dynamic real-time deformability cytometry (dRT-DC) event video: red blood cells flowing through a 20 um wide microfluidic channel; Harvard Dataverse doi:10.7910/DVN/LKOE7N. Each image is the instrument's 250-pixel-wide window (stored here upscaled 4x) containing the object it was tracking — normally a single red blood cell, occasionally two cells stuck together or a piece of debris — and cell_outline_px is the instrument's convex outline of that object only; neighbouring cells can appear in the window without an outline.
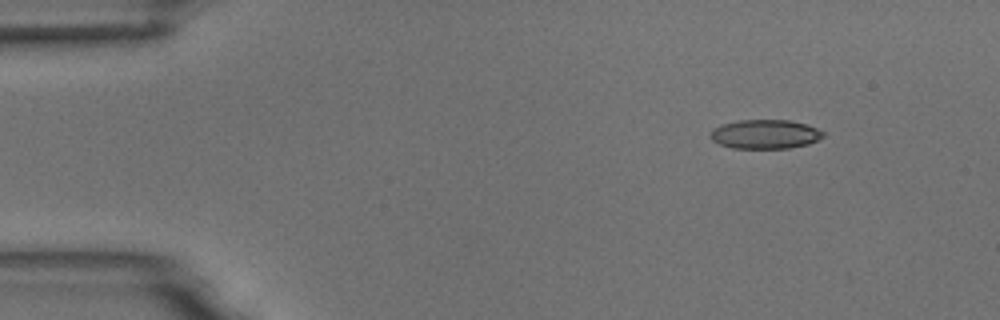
{"species": "common noctule bat (a hibernating species)", "species_latin": "Nyctalus noctula", "temperature_condition": "room temperature", "stored_images_in_passage": 4, "camera_frame_rate_fps": 3000, "um_per_image_px": 0.085, "animal": {"sex": "male", "body_mass_g": 18.8}, "frame": {"image": 1, "passage_image": 1, "time_ms": 0.0, "image_size_px": [1000, 320], "cell_outline_px": [[824, 136], [808, 144], [788, 148], [732, 148], [720, 144], [712, 140], [708, 136], [712, 128], [720, 124], [740, 120], [788, 120], [808, 124], [824, 132]], "centroid_in_image_um": [65.0, 11.4], "position_along_channel_um": 20.0, "area_um2": 19.25}}
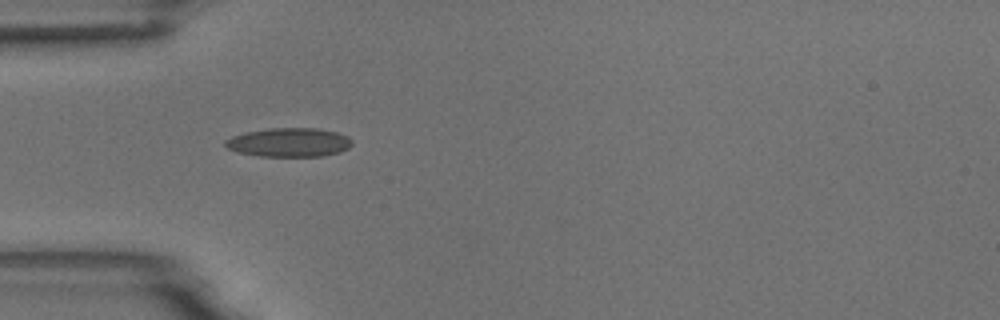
{"frame": {"image": 2, "passage_image": 3, "time_ms": 3.333, "image_size_px": [1000, 320], "cell_outline_px": [[352, 144], [348, 148], [340, 152], [324, 156], [260, 156], [240, 152], [228, 148], [224, 144], [224, 140], [232, 136], [244, 132], [268, 128], [316, 128], [336, 132], [348, 136], [352, 140]], "centroid_in_image_um": [24.58, 12.09], "position_along_channel_um": 60.4, "area_um2": 21.39}}